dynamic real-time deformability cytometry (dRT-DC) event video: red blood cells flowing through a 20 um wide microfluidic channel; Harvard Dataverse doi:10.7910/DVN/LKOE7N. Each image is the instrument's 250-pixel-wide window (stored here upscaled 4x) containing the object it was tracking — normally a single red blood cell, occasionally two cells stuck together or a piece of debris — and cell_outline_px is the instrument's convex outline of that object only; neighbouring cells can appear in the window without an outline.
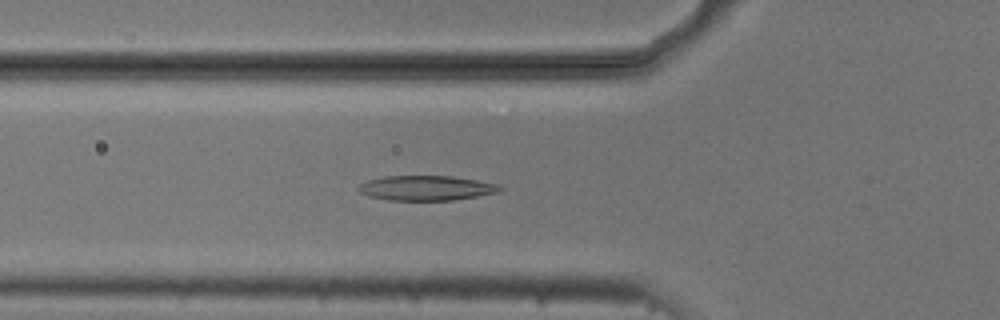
{"species": "common noctule bat (a hibernating species)", "species_latin": "Nyctalus noctula", "temperature_condition": "cold", "stored_images_in_passage": 53, "camera_frame_rate_fps": 3000, "um_per_image_px": 0.085, "animal": {"sex": "male", "body_mass_g": 20.5, "forearm_length_mm": 52.5}, "frame": {"image": 1, "passage_image": 18, "time_ms": 5.667, "image_size_px": [1000, 320], "cell_outline_px": [[504, 188], [500, 192], [452, 200], [388, 200], [368, 196], [360, 192], [356, 188], [360, 184], [368, 180], [384, 176], [452, 176], [476, 180], [496, 184]], "centroid_in_image_um": [36.21, 15.98], "position_along_channel_um": 89.6, "area_um2": 20.4}}
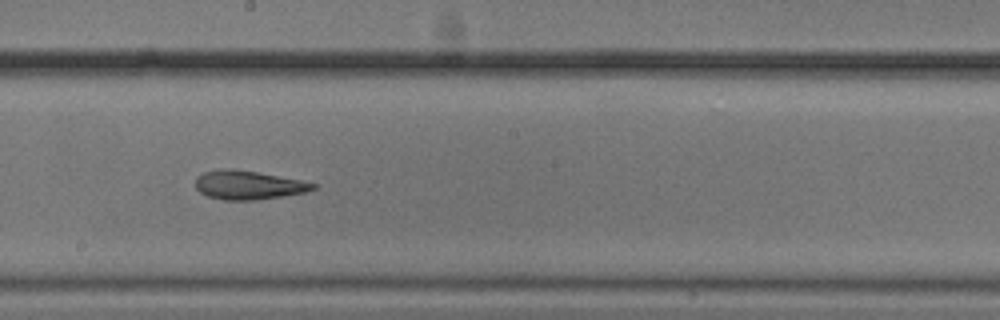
{"frame": {"image": 2, "passage_image": 29, "time_ms": 9.333, "image_size_px": [1000, 320], "cell_outline_px": [[316, 188], [308, 192], [284, 196], [256, 200], [224, 200], [208, 196], [200, 192], [196, 188], [196, 176], [204, 172], [224, 168], [228, 168], [256, 172], [300, 180], [316, 184]], "centroid_in_image_um": [21.1, 15.74], "position_along_channel_um": 227.1, "area_um2": 19.65}}
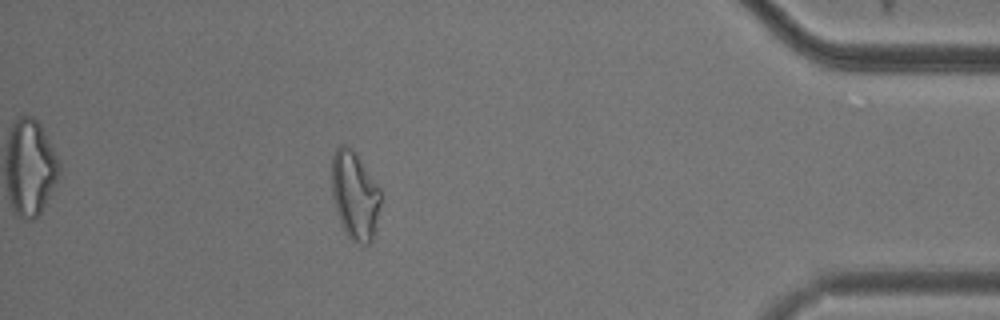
{"frame": {"image": 3, "passage_image": 47, "time_ms": 15.333, "image_size_px": [1000, 320], "cell_outline_px": [[380, 204], [376, 228], [372, 244], [360, 244], [352, 240], [344, 232], [340, 224], [332, 196], [332, 152], [340, 144], [348, 144], [356, 152], [380, 188]], "centroid_in_image_um": [30.15, 16.59], "position_along_channel_um": 405.0, "area_um2": 25.66}, "authors_computed_cell_mechanics": {"area_um2": 21.386, "velocity_mm_per_s": 3.7254, "shape_relaxation_time_tau1_ms": 4.282, "shape_relaxation_time_tau2_ms": 3.385, "deformation_change_tau1": 0.1431, "deformation_change_tau2": 0.1312}}